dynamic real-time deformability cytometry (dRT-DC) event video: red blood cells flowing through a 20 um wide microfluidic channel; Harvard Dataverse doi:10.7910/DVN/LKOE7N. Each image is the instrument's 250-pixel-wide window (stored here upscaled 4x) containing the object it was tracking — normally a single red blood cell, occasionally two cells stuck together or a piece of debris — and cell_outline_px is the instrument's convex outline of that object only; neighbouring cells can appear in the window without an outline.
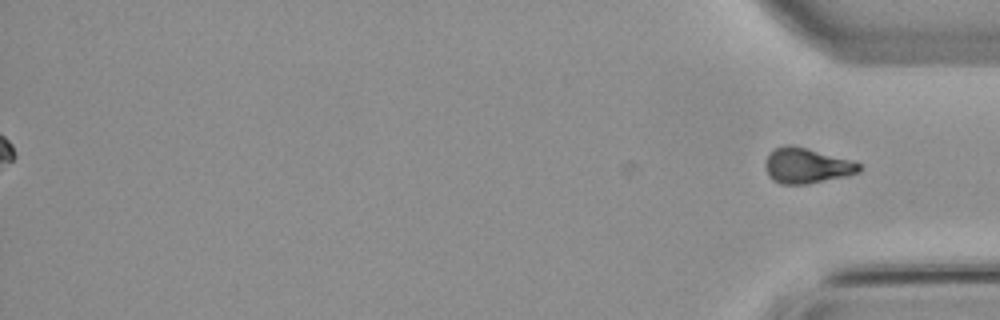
{"species": "common noctule bat (a hibernating species)", "species_latin": "Nyctalus noctula", "temperature_condition": "warm", "stored_images_in_passage": 38, "segment_of_instrument_passage": [2, 2], "camera_frame_rate_fps": 3000, "um_per_image_px": 0.085, "animal": {"sex": "male", "body_mass_g": 21.5, "forearm_length_mm": 52.0}, "frame": {"image": 1, "passage_image": 38, "time_ms": 12.333, "image_size_px": [1000, 320], "cell_outline_px": [[864, 168], [860, 172], [844, 176], [804, 184], [780, 184], [768, 176], [764, 168], [764, 164], [772, 148], [788, 144], [792, 144], [808, 148], [848, 160], [860, 164]], "centroid_in_image_um": [68.51, 14.07], "position_along_channel_um": 366.7, "area_um2": 19.25}}